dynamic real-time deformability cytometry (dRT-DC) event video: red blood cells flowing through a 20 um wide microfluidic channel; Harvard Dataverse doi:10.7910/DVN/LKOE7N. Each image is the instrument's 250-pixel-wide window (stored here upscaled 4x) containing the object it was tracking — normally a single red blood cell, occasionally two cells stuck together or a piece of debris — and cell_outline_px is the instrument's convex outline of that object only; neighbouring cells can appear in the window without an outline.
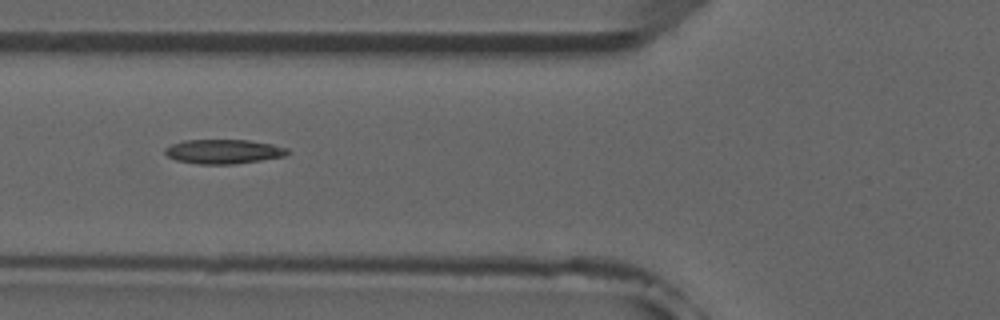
{"species": "common noctule bat (a hibernating species)", "species_latin": "Nyctalus noctula", "temperature_condition": "room temperature", "stored_images_in_passage": 6, "camera_frame_rate_fps": 3000, "um_per_image_px": 0.085, "animal": {"sex": "male", "forearm_length_mm": 52.5}, "frame": {"image": 1, "passage_image": 6, "time_ms": 5.667, "image_size_px": [1000, 320], "cell_outline_px": [[292, 152], [284, 156], [260, 160], [232, 164], [196, 164], [176, 160], [168, 156], [164, 152], [164, 148], [172, 144], [184, 140], [248, 140], [272, 144], [288, 148]], "centroid_in_image_um": [19.0, 12.88], "position_along_channel_um": 106.8, "area_um2": 17.4}}